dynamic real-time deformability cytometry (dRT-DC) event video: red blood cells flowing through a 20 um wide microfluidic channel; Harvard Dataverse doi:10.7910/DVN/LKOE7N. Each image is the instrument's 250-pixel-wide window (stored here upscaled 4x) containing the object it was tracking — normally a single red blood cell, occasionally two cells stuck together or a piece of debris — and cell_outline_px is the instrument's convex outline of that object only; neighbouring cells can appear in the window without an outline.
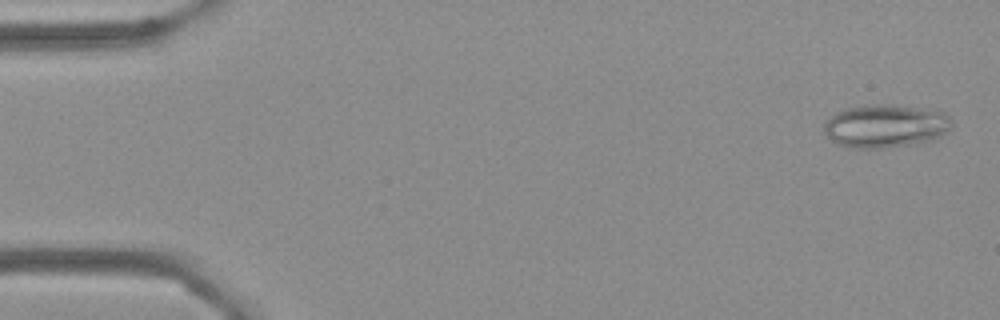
{"species": "Egyptian fruit bat (a non-hibernating species)", "species_latin": "Rousettus aegyptiacus", "temperature_condition": "cold", "stored_images_in_passage": 4, "camera_frame_rate_fps": 3000, "um_per_image_px": 0.085, "frame": {"image": 1, "passage_image": 1, "time_ms": 0.0, "image_size_px": [1000, 320], "cell_outline_px": [[952, 128], [948, 132], [932, 140], [912, 144], [884, 148], [852, 148], [840, 144], [832, 140], [824, 132], [824, 124], [836, 112], [844, 108], [868, 104], [892, 104], [920, 108], [944, 112], [952, 120]], "centroid_in_image_um": [75.29, 10.7], "position_along_channel_um": 9.7, "area_um2": 32.25}}